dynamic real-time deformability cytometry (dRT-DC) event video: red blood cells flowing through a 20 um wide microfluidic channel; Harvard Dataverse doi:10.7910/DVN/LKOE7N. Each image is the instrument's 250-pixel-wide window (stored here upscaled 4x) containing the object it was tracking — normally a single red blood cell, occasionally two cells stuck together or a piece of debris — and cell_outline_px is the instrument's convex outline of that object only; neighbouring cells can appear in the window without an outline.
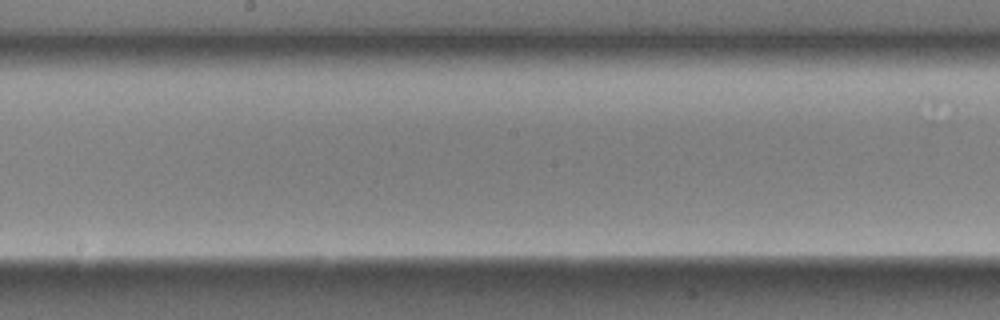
{"species": "Egyptian fruit bat (a non-hibernating species)", "species_latin": "Rousettus aegyptiacus", "temperature_condition": "room temperature", "stored_images_in_passage": 8, "segment_of_instrument_passage": [2, 2], "camera_frame_rate_fps": 3000, "um_per_image_px": 0.085, "animal": {"sex": "male"}, "frame": {"image": 1, "passage_image": 8, "time_ms": 2.333, "image_size_px": [1000, 320], "cell_outline_px": [[164, 60], [156, 68], [48, 68], [40, 64], [40, 60], [48, 56], [160, 56]], "centroid_in_image_um": [8.64, 5.27], "position_along_channel_um": 239.6, "area_um2": 10.23}}